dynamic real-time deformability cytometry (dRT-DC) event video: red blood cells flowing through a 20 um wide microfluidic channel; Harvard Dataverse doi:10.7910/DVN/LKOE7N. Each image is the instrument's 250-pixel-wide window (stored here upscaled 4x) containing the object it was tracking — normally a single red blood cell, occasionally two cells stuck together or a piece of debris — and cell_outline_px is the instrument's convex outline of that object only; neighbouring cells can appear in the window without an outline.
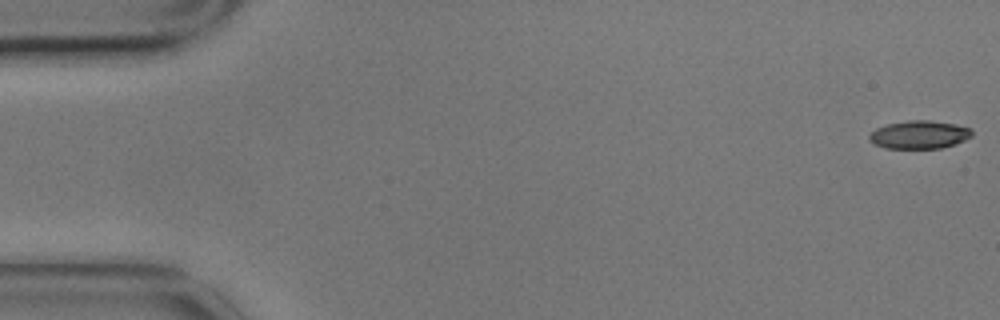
{"species": "common noctule bat (a hibernating species)", "species_latin": "Nyctalus noctula", "temperature_condition": "cold", "stored_images_in_passage": 5, "camera_frame_rate_fps": 3000, "um_per_image_px": 0.085, "animal": {"sex": "male", "body_mass_g": 17.9}, "frame": {"image": 1, "passage_image": 1, "time_ms": 0.0, "image_size_px": [1000, 320], "cell_outline_px": [[972, 136], [964, 140], [940, 148], [884, 148], [868, 140], [868, 136], [876, 128], [888, 124], [908, 120], [928, 120], [956, 124], [972, 128]], "centroid_in_image_um": [78.14, 11.44], "position_along_channel_um": 6.9, "area_um2": 16.7}}
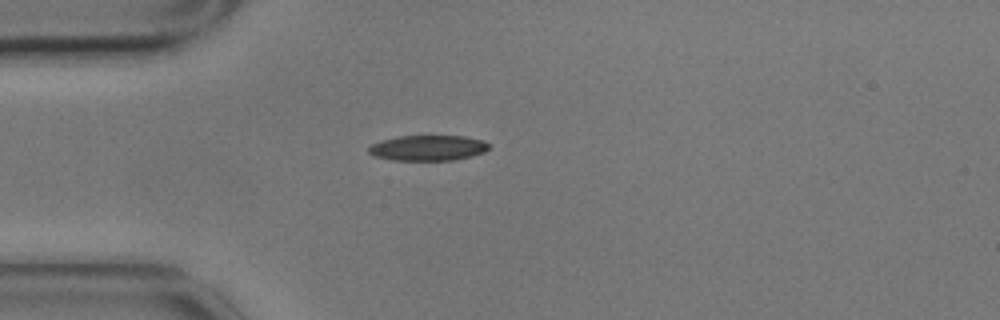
{"frame": {"image": 2, "passage_image": 5, "time_ms": 1.333, "image_size_px": [1000, 320], "cell_outline_px": [[488, 148], [484, 152], [472, 156], [452, 160], [392, 160], [372, 156], [368, 152], [368, 148], [372, 144], [380, 140], [396, 136], [464, 136], [484, 140], [488, 144]], "centroid_in_image_um": [36.34, 12.57], "position_along_channel_um": 48.7, "area_um2": 17.92}}